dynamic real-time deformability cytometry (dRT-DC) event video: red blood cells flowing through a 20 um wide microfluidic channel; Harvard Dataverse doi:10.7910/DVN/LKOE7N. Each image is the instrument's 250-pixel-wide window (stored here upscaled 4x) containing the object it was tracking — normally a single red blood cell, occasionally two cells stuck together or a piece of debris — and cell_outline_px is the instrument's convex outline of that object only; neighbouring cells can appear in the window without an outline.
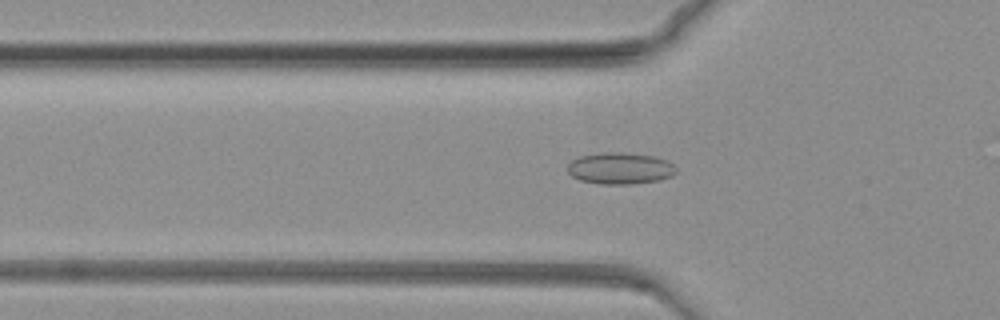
{"species": "common noctule bat (a hibernating species)", "species_latin": "Nyctalus noctula", "temperature_condition": "warm", "stored_images_in_passage": 35, "camera_frame_rate_fps": 3000, "um_per_image_px": 0.085, "animal": {"sex": "female", "body_mass_g": 19.3, "forearm_length_mm": 54.1}, "frame": {"image": 1, "passage_image": 7, "time_ms": 2.0, "image_size_px": [1000, 320], "cell_outline_px": [[676, 172], [672, 176], [660, 180], [632, 184], [600, 184], [580, 180], [572, 176], [568, 172], [568, 164], [572, 160], [580, 156], [600, 152], [624, 152], [652, 156], [664, 160], [672, 164], [676, 168]], "centroid_in_image_um": [52.69, 14.31], "position_along_channel_um": 73.1, "area_um2": 20.0}}
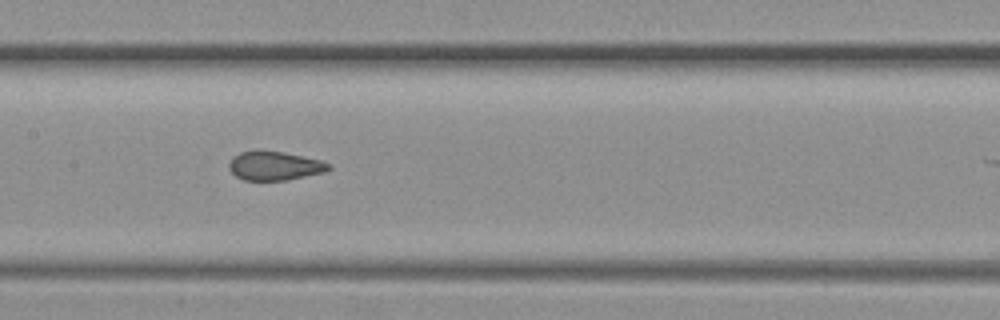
{"frame": {"image": 2, "passage_image": 20, "time_ms": 6.333, "image_size_px": [1000, 320], "cell_outline_px": [[332, 168], [324, 172], [284, 180], [244, 180], [236, 176], [228, 168], [228, 164], [232, 156], [240, 152], [284, 152], [320, 160], [332, 164]], "centroid_in_image_um": [23.34, 14.11], "position_along_channel_um": 184.1, "area_um2": 16.47}}
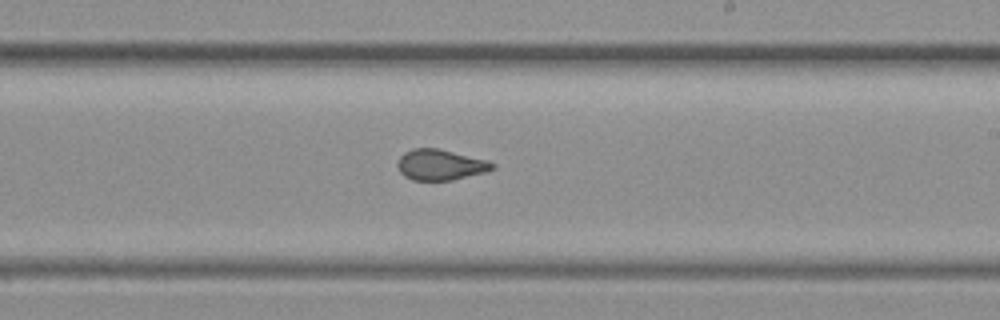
{"frame": {"image": 3, "passage_image": 28, "time_ms": 9.0, "image_size_px": [1000, 320], "cell_outline_px": [[496, 168], [484, 172], [452, 180], [412, 180], [404, 176], [400, 172], [396, 164], [400, 156], [404, 152], [412, 148], [440, 148], [488, 160], [496, 164]], "centroid_in_image_um": [37.43, 13.99], "position_along_channel_um": 251.6, "area_um2": 17.17}}